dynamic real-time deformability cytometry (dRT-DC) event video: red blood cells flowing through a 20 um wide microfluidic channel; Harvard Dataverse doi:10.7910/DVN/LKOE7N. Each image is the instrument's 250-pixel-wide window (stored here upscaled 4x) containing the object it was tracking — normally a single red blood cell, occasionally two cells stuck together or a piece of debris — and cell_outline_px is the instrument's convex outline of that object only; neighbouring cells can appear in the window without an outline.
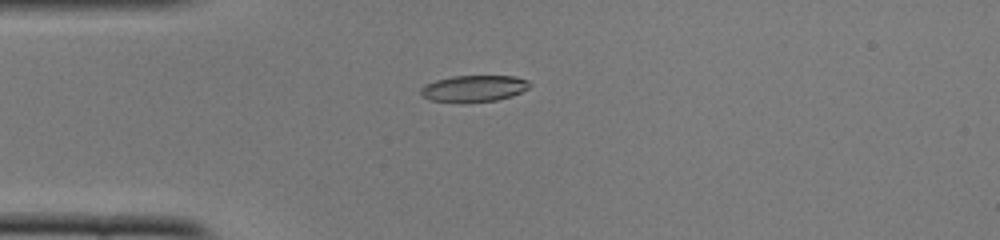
{"species": "common noctule bat (a hibernating species)", "species_latin": "Nyctalus noctula", "temperature_condition": "cold", "stored_images_in_passage": 51, "camera_frame_rate_fps": 3000, "um_per_image_px": 0.085, "animal": {"sex": "female", "body_mass_g": 22.0, "forearm_length_mm": 56.7}, "frame": {"image": 1, "passage_image": 13, "time_ms": 4.0, "image_size_px": [1000, 240], "cell_outline_px": [[532, 84], [528, 88], [512, 96], [496, 100], [460, 104], [432, 100], [424, 96], [420, 92], [420, 88], [424, 84], [436, 80], [452, 76], [516, 76], [528, 80]], "centroid_in_image_um": [40.27, 7.53], "position_along_channel_um": 44.7, "area_um2": 17.11}}
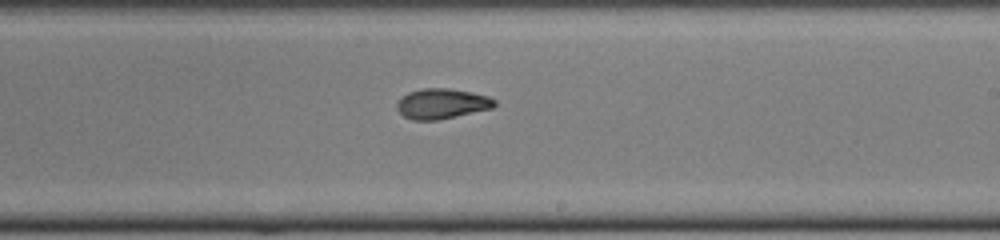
{"frame": {"image": 2, "passage_image": 30, "time_ms": 9.667, "image_size_px": [1000, 240], "cell_outline_px": [[496, 104], [492, 108], [436, 120], [412, 120], [404, 116], [396, 108], [396, 104], [408, 92], [424, 88], [448, 88], [472, 92], [488, 96], [496, 100]], "centroid_in_image_um": [37.56, 8.8], "position_along_channel_um": 251.4, "area_um2": 16.99}}
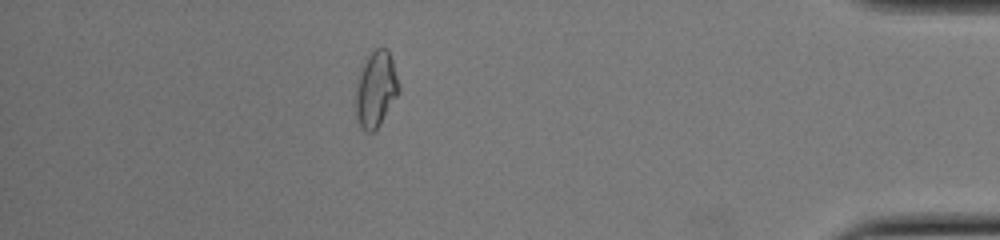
{"frame": {"image": 3, "passage_image": 45, "time_ms": 14.667, "image_size_px": [1000, 240], "cell_outline_px": [[400, 92], [380, 124], [372, 132], [368, 132], [360, 128], [356, 120], [356, 80], [364, 56], [376, 48], [388, 48], [392, 60], [400, 88]], "centroid_in_image_um": [31.92, 7.55], "position_along_channel_um": 403.3, "area_um2": 19.48}, "authors_computed_cell_mechanics": {"area_um2": 17.2822, "velocity_mm_per_s": 3.9291, "shape_relaxation_time_tau1_ms": 5.1608, "shape_relaxation_time_tau2_ms": 2.0315, "deformation_change_tau1": 0.1842, "deformation_change_tau2": 0.0461}}